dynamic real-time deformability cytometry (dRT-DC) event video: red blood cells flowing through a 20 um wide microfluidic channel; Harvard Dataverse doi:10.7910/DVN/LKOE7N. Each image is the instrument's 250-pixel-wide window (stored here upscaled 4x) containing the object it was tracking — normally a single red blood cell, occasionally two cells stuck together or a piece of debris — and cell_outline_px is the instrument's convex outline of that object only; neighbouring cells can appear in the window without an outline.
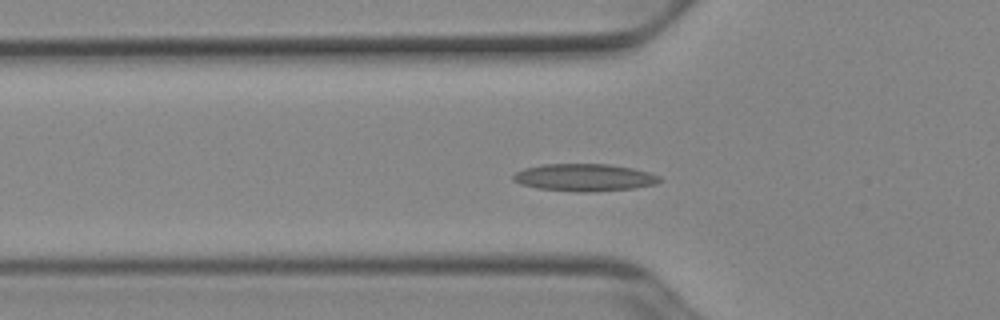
{"species": "Egyptian fruit bat (a non-hibernating species)", "species_latin": "Rousettus aegyptiacus", "temperature_condition": "cold", "stored_images_in_passage": 53, "camera_frame_rate_fps": 3000, "um_per_image_px": 0.085, "animal": {"sex": "female"}, "frame": {"image": 1, "passage_image": 18, "time_ms": 5.667, "image_size_px": [1000, 320], "cell_outline_px": [[660, 180], [656, 184], [632, 188], [592, 192], [580, 192], [536, 188], [520, 184], [512, 180], [512, 176], [516, 172], [524, 168], [540, 164], [608, 164], [632, 168], [648, 172], [660, 176]], "centroid_in_image_um": [49.62, 15.08], "position_along_channel_um": 76.2, "area_um2": 23.35}}
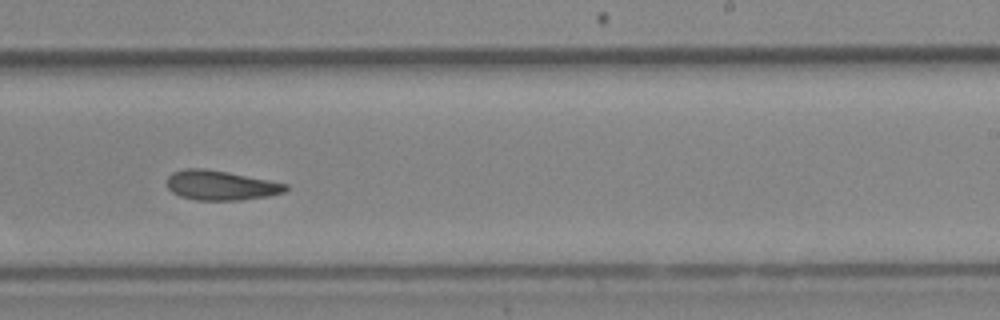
{"frame": {"image": 2, "passage_image": 33, "time_ms": 10.667, "image_size_px": [1000, 320], "cell_outline_px": [[288, 188], [284, 192], [268, 196], [240, 200], [196, 200], [180, 196], [172, 192], [168, 188], [168, 176], [172, 172], [184, 168], [204, 168], [228, 172], [288, 184]], "centroid_in_image_um": [18.75, 15.75], "position_along_channel_um": 270.3, "area_um2": 20.46}}
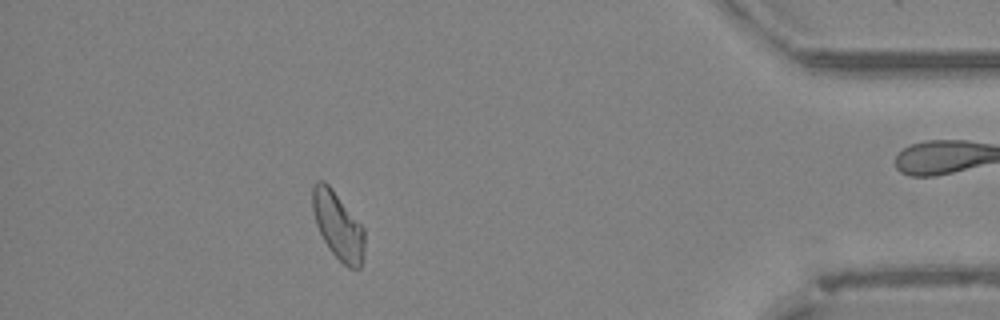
{"frame": {"image": 3, "passage_image": 47, "time_ms": 15.333, "image_size_px": [1000, 320], "cell_outline_px": [[364, 256], [360, 268], [348, 268], [332, 252], [324, 240], [316, 224], [312, 212], [312, 188], [316, 180], [324, 180], [332, 188], [364, 228]], "centroid_in_image_um": [28.72, 19.16], "position_along_channel_um": 406.5, "area_um2": 20.35}}